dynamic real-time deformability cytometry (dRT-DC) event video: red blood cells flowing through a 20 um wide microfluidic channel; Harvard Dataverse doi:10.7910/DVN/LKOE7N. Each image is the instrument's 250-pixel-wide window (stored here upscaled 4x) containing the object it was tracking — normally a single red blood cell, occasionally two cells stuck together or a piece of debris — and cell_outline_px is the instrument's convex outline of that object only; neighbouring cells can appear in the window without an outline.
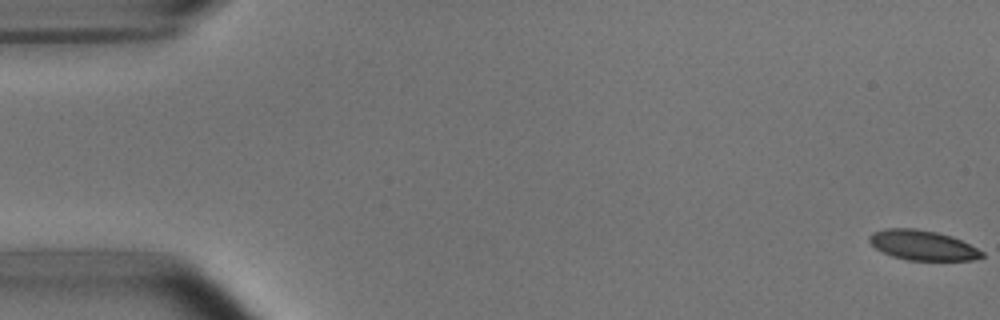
{"species": "common noctule bat (a hibernating species)", "species_latin": "Nyctalus noctula", "temperature_condition": "room temperature", "stored_images_in_passage": 5, "camera_frame_rate_fps": 3000, "um_per_image_px": 0.085, "animal": {"sex": "male", "body_mass_g": 15.6}, "frame": {"image": 1, "passage_image": 1, "time_ms": 0.0, "image_size_px": [1000, 320], "cell_outline_px": [[984, 256], [972, 260], [908, 260], [892, 256], [876, 248], [868, 240], [868, 236], [872, 232], [884, 228], [916, 228], [936, 232], [952, 236], [984, 252]], "centroid_in_image_um": [78.39, 20.83], "position_along_channel_um": 6.6, "area_um2": 19.54}}
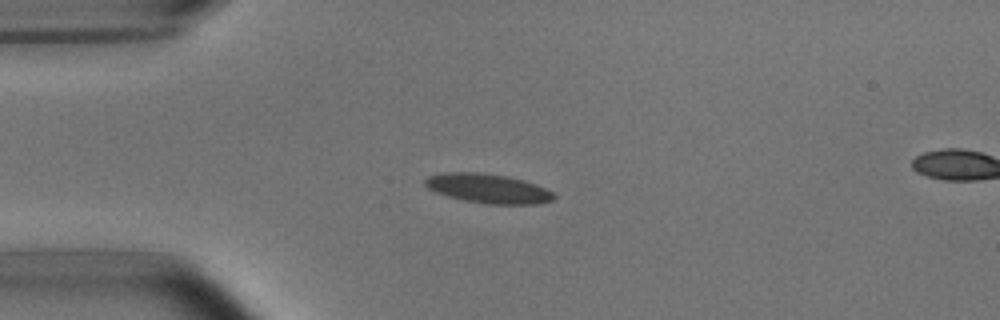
{"frame": {"image": 2, "passage_image": 4, "time_ms": 4.333, "image_size_px": [1000, 320], "cell_outline_px": [[556, 196], [552, 200], [536, 204], [488, 204], [464, 200], [448, 196], [436, 192], [428, 188], [424, 184], [424, 180], [428, 176], [444, 172], [480, 172], [508, 176], [524, 180], [536, 184], [552, 192]], "centroid_in_image_um": [41.47, 16.01], "position_along_channel_um": 43.5, "area_um2": 22.02}}